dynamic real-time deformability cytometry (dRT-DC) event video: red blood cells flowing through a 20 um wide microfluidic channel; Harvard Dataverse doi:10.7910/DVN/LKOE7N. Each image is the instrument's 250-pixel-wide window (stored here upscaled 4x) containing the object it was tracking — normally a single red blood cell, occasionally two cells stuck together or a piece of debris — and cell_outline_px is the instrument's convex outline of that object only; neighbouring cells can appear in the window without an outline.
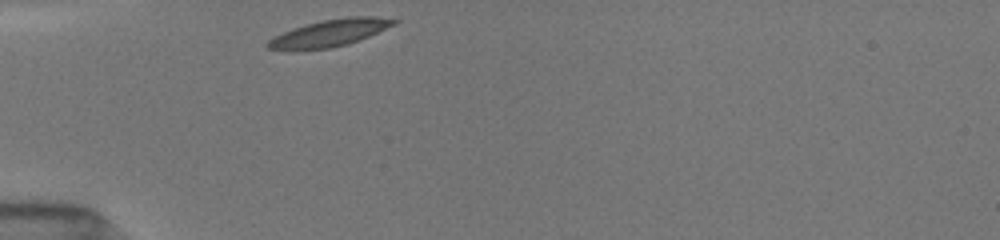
{"species": "common noctule bat (a hibernating species)", "species_latin": "Nyctalus noctula", "temperature_condition": "room temperature", "stored_images_in_passage": 10, "camera_frame_rate_fps": 3000, "um_per_image_px": 0.085, "animal": {"sex": "female", "body_mass_g": 19.5, "forearm_length_mm": 54.1}, "frame": {"image": 1, "passage_image": 1, "time_ms": 0.0, "image_size_px": [1000, 240], "cell_outline_px": [[400, 20], [396, 24], [368, 36], [348, 44], [332, 48], [296, 52], [292, 52], [268, 48], [264, 44], [268, 40], [292, 28], [320, 20], [348, 16], [376, 16]], "centroid_in_image_um": [27.97, 2.83], "position_along_channel_um": 57.0, "area_um2": 20.35}}
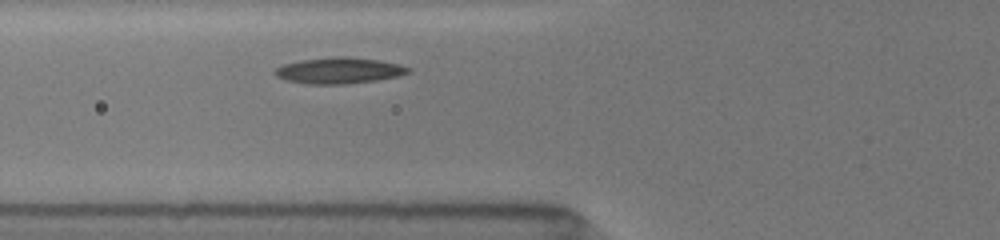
{"frame": {"image": 2, "passage_image": 7, "time_ms": 1.333, "image_size_px": [1000, 240], "cell_outline_px": [[412, 72], [396, 76], [376, 80], [344, 84], [308, 84], [284, 80], [276, 76], [272, 72], [276, 68], [284, 64], [300, 60], [332, 56], [344, 56], [380, 60], [400, 64], [412, 68]], "centroid_in_image_um": [28.81, 5.99], "position_along_channel_um": 97.0, "area_um2": 20.46}}